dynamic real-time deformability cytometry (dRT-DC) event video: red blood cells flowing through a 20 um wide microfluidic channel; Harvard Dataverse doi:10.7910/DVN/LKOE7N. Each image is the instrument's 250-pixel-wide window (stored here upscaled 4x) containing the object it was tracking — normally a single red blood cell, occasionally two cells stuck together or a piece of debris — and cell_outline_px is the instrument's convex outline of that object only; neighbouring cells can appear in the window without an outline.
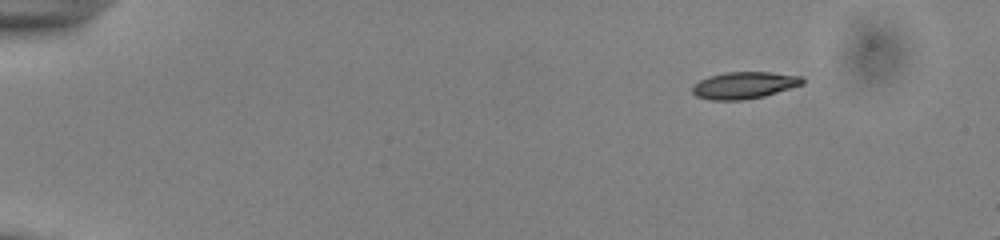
{"species": "common noctule bat (a hibernating species)", "species_latin": "Nyctalus noctula", "temperature_condition": "cold", "stored_images_in_passage": 49, "segment_of_instrument_passage": [1, 2], "camera_frame_rate_fps": 3000, "um_per_image_px": 0.085, "animal": {"sex": "male", "body_mass_g": 13.0, "forearm_length_mm": 53.1}, "frame": {"image": 1, "passage_image": 1, "time_ms": 0.0, "image_size_px": [1000, 240], "cell_outline_px": [[804, 84], [764, 96], [744, 100], [712, 100], [696, 96], [692, 92], [692, 84], [708, 76], [724, 72], [768, 72], [804, 76]], "centroid_in_image_um": [63.25, 7.24], "position_along_channel_um": 21.7, "area_um2": 17.4}}
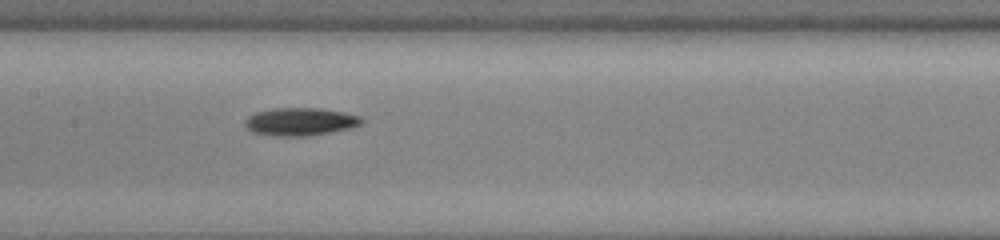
{"frame": {"image": 2, "passage_image": 22, "time_ms": 7.0, "image_size_px": [1000, 240], "cell_outline_px": [[364, 120], [360, 124], [348, 128], [328, 132], [304, 136], [276, 136], [252, 132], [244, 124], [244, 120], [248, 116], [256, 112], [272, 108], [320, 108], [344, 112], [360, 116]], "centroid_in_image_um": [25.48, 10.33], "position_along_channel_um": 181.9, "area_um2": 18.79}}
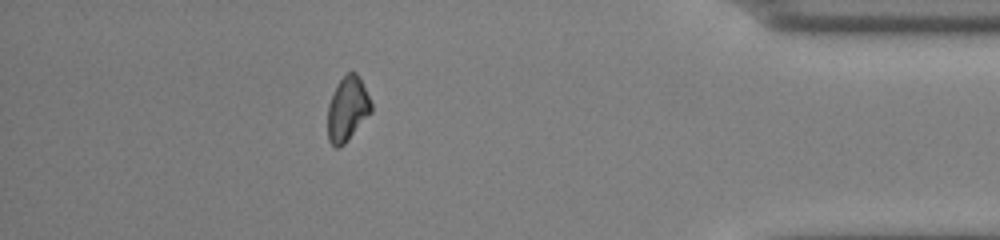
{"frame": {"image": 3, "passage_image": 42, "time_ms": 13.667, "image_size_px": [1000, 240], "cell_outline_px": [[372, 112], [344, 144], [340, 148], [336, 148], [328, 140], [328, 104], [340, 80], [352, 68], [356, 72], [372, 104]], "centroid_in_image_um": [29.53, 9.27], "position_along_channel_um": 405.7, "area_um2": 16.13}}